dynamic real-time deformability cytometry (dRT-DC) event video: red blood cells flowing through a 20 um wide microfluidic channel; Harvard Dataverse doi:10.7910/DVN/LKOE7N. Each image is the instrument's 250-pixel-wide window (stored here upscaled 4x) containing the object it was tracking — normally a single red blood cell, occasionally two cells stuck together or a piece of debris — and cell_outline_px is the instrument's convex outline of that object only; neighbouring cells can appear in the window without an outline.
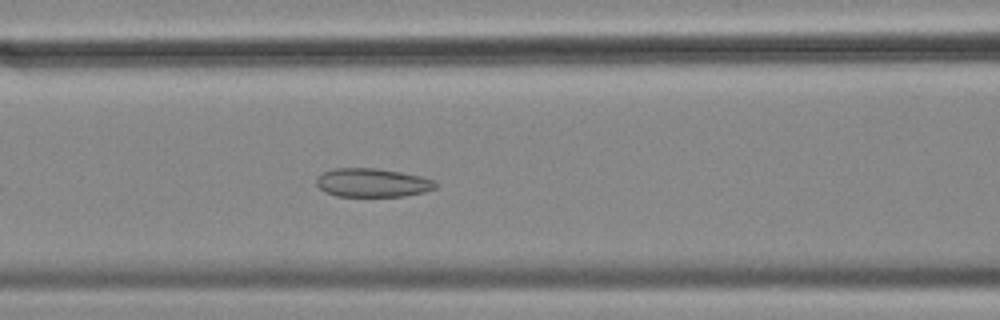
{"species": "common noctule bat (a hibernating species)", "species_latin": "Nyctalus noctula", "temperature_condition": "cold", "stored_images_in_passage": 45, "camera_frame_rate_fps": 3000, "um_per_image_px": 0.085, "animal": {"sex": "female", "body_mass_g": 18.4}, "frame": {"image": 1, "passage_image": 11, "time_ms": 3.333, "image_size_px": [1000, 320], "cell_outline_px": [[440, 184], [436, 188], [424, 192], [404, 196], [336, 196], [324, 192], [316, 184], [316, 180], [324, 172], [336, 168], [376, 168], [400, 172], [420, 176], [432, 180]], "centroid_in_image_um": [31.67, 15.54], "position_along_channel_um": 134.9, "area_um2": 19.83}}
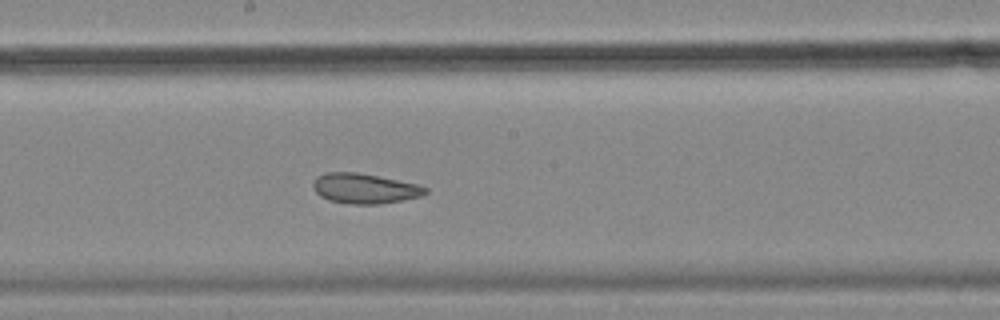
{"frame": {"image": 2, "passage_image": 18, "time_ms": 5.667, "image_size_px": [1000, 320], "cell_outline_px": [[428, 192], [420, 196], [380, 204], [348, 204], [328, 200], [320, 196], [312, 188], [312, 184], [316, 176], [328, 172], [356, 172], [416, 184], [428, 188]], "centroid_in_image_um": [30.93, 16.02], "position_along_channel_um": 217.3, "area_um2": 19.54}}
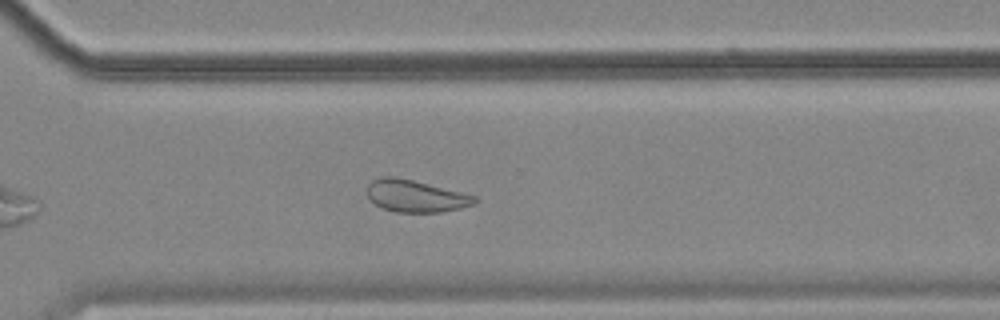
{"frame": {"image": 3, "passage_image": 28, "time_ms": 9.0, "image_size_px": [1000, 320], "cell_outline_px": [[480, 200], [476, 204], [460, 208], [440, 212], [396, 212], [380, 208], [368, 200], [368, 184], [372, 180], [384, 176], [392, 176], [412, 180], [476, 196]], "centroid_in_image_um": [35.31, 16.68], "position_along_channel_um": 335.3, "area_um2": 20.11}, "authors_computed_cell_mechanics": {"area_um2": 21.2126, "velocity_mm_per_s": 3.5457, "shape_relaxation_time_tau1_ms": null, "shape_relaxation_time_tau2_ms": 2.7125, "deformation_change_tau1": null, "deformation_change_tau2": 0.0899}}